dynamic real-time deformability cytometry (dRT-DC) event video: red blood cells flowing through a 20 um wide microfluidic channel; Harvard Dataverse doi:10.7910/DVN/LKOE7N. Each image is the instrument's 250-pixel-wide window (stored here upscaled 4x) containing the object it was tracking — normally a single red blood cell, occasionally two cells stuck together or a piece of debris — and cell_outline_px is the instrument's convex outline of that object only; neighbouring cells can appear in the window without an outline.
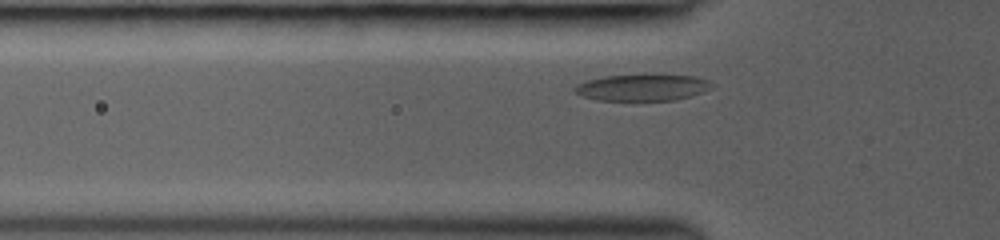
{"species": "common noctule bat (a hibernating species)", "species_latin": "Nyctalus noctula", "temperature_condition": "room temperature", "stored_images_in_passage": 29, "camera_frame_rate_fps": 3000, "um_per_image_px": 0.085, "animal": {"sex": "female", "body_mass_g": 19.0, "forearm_length_mm": 53.3}, "frame": {"image": 1, "passage_image": 3, "time_ms": 1.0, "image_size_px": [1000, 240], "cell_outline_px": [[716, 84], [712, 88], [704, 92], [692, 96], [676, 100], [596, 100], [584, 96], [576, 92], [572, 88], [576, 84], [588, 80], [604, 76], [692, 76], [708, 80]], "centroid_in_image_um": [54.64, 7.46], "position_along_channel_um": 71.2, "area_um2": 20.81}}
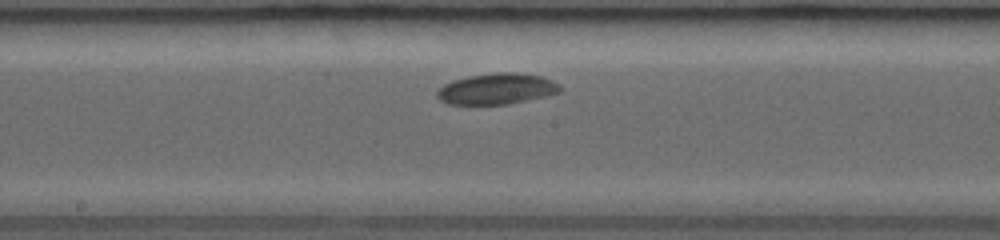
{"frame": {"image": 2, "passage_image": 13, "time_ms": 4.333, "image_size_px": [1000, 240], "cell_outline_px": [[564, 88], [560, 92], [528, 100], [508, 104], [448, 104], [440, 100], [436, 96], [436, 92], [444, 84], [452, 80], [468, 76], [500, 72], [516, 72], [540, 76], [552, 80], [560, 84]], "centroid_in_image_um": [42.24, 7.55], "position_along_channel_um": 206.0, "area_um2": 22.25}}
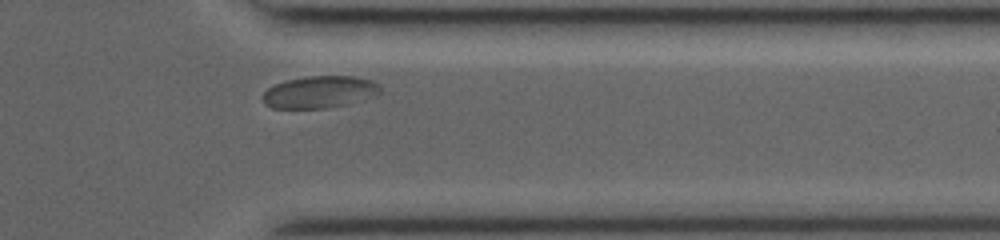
{"frame": {"image": 3, "passage_image": 26, "time_ms": 8.667, "image_size_px": [1000, 240], "cell_outline_px": [[380, 96], [348, 104], [328, 108], [272, 108], [264, 104], [264, 92], [268, 88], [276, 84], [288, 80], [304, 76], [356, 76], [372, 80], [380, 84]], "centroid_in_image_um": [27.25, 7.82], "position_along_channel_um": 384.2, "area_um2": 22.25}}